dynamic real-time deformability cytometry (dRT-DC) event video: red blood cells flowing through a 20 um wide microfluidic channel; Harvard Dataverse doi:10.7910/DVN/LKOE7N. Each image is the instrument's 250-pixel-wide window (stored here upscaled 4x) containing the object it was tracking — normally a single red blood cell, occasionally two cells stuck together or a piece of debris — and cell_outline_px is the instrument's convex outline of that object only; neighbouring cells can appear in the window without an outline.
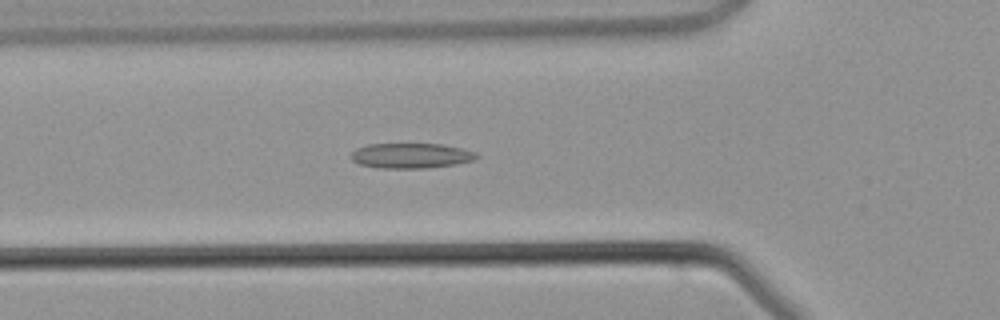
{"species": "common noctule bat (a hibernating species)", "species_latin": "Nyctalus noctula", "temperature_condition": "warm", "stored_images_in_passage": 44, "camera_frame_rate_fps": 3000, "um_per_image_px": 0.085, "animal": {"sex": "male", "body_mass_g": 21.5, "forearm_length_mm": 52.0}, "frame": {"image": 1, "passage_image": 15, "time_ms": 4.667, "image_size_px": [1000, 320], "cell_outline_px": [[480, 156], [472, 160], [456, 164], [424, 168], [380, 168], [360, 164], [352, 160], [348, 156], [356, 148], [368, 144], [440, 144], [460, 148], [476, 152]], "centroid_in_image_um": [34.9, 13.23], "position_along_channel_um": 90.9, "area_um2": 18.32}}
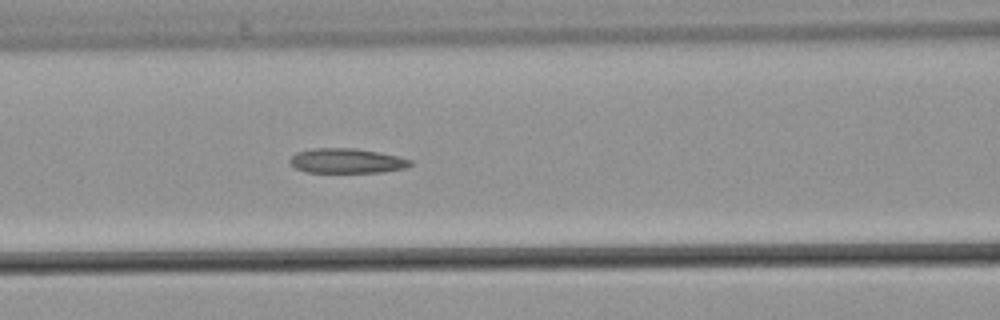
{"frame": {"image": 2, "passage_image": 18, "time_ms": 5.667, "image_size_px": [1000, 320], "cell_outline_px": [[412, 164], [404, 168], [384, 172], [308, 172], [296, 168], [288, 160], [296, 152], [312, 148], [356, 148], [380, 152], [412, 160]], "centroid_in_image_um": [29.47, 13.66], "position_along_channel_um": 137.1, "area_um2": 17.34}}
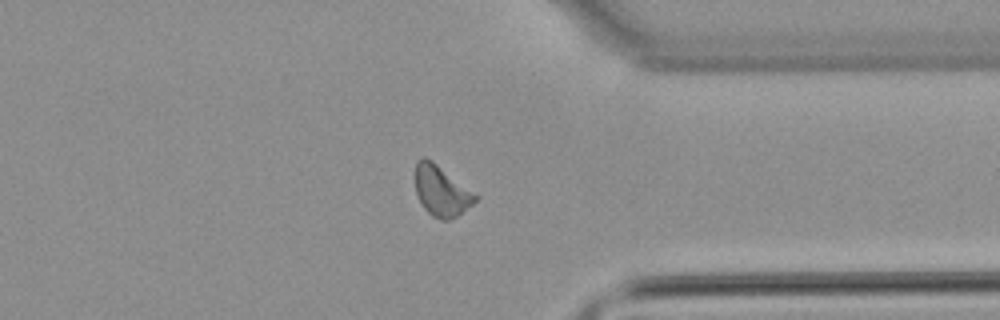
{"frame": {"image": 3, "passage_image": 34, "time_ms": 11.0, "image_size_px": [1000, 320], "cell_outline_px": [[480, 196], [472, 204], [456, 216], [448, 220], [440, 220], [432, 216], [424, 208], [416, 192], [416, 160], [420, 156], [424, 156], [432, 160]], "centroid_in_image_um": [37.52, 16.2], "position_along_channel_um": 373.9, "area_um2": 17.63}}